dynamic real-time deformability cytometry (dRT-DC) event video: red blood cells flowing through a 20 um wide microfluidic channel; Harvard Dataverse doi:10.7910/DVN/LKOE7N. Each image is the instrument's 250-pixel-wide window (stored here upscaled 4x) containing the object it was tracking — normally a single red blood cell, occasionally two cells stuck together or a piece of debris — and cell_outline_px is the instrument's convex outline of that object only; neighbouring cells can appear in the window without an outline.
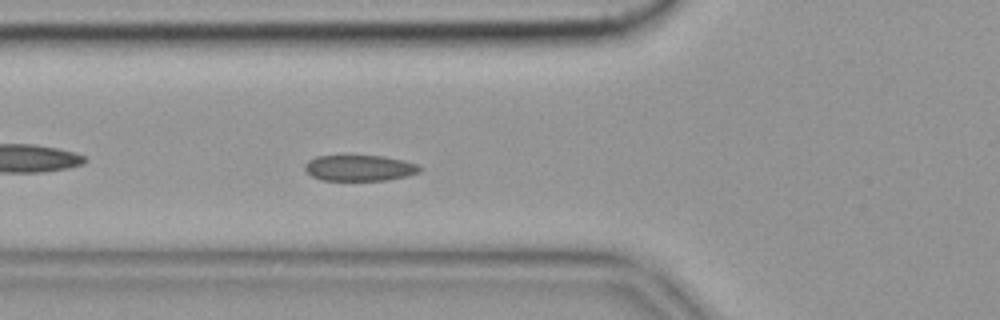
{"species": "common noctule bat (a hibernating species)", "species_latin": "Nyctalus noctula", "temperature_condition": "cold", "stored_images_in_passage": 51, "camera_frame_rate_fps": 3000, "um_per_image_px": 0.085, "animal": {"sex": "female", "body_mass_g": 19.9}, "frame": {"image": 1, "passage_image": 15, "time_ms": 4.667, "image_size_px": [1000, 320], "cell_outline_px": [[424, 168], [420, 172], [408, 176], [388, 180], [320, 180], [312, 176], [304, 168], [304, 164], [308, 160], [316, 156], [380, 156], [404, 160], [416, 164]], "centroid_in_image_um": [30.58, 14.28], "position_along_channel_um": 95.2, "area_um2": 17.4}, "authors_computed_cell_mechanics": {"area_um2": 17.5712, "velocity_mm_per_s": 3.5024, "shape_relaxation_time_tau1_ms": 3.6646, "shape_relaxation_time_tau2_ms": 1.8508, "deformation_change_tau1": 0.0852, "deformation_change_tau2": 0.0549}}